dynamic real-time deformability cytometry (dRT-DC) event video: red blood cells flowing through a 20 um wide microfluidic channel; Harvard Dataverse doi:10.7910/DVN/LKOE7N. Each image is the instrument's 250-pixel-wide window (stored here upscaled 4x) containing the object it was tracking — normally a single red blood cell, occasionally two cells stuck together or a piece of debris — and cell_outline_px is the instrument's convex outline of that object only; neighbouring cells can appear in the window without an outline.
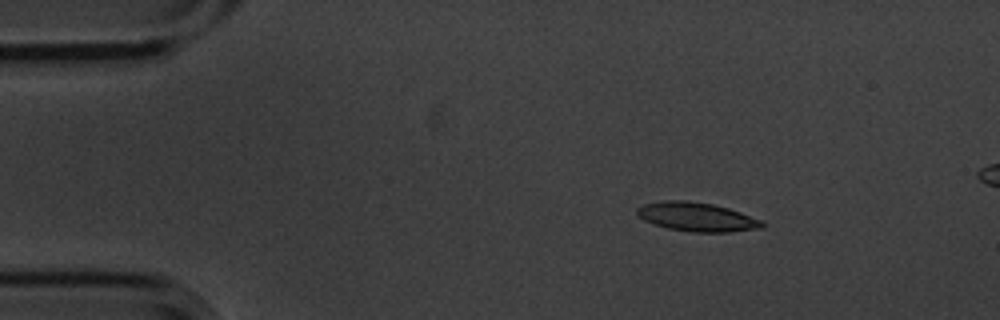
{"species": "common noctule bat (a hibernating species)", "species_latin": "Nyctalus noctula", "temperature_condition": "cold", "stored_images_in_passage": 6, "segment_of_instrument_passage": [1, 2], "camera_frame_rate_fps": 3000, "um_per_image_px": 0.085, "animal": {"sex": "male", "body_mass_g": 20.1, "forearm_length_mm": 53.5}, "frame": {"image": 1, "passage_image": 3, "time_ms": 0.667, "image_size_px": [1000, 320], "cell_outline_px": [[764, 228], [728, 232], [692, 232], [668, 228], [644, 220], [636, 212], [636, 208], [644, 204], [664, 200], [688, 200], [712, 204], [728, 208], [764, 220]], "centroid_in_image_um": [59.27, 18.43], "position_along_channel_um": 25.7, "area_um2": 21.1}}